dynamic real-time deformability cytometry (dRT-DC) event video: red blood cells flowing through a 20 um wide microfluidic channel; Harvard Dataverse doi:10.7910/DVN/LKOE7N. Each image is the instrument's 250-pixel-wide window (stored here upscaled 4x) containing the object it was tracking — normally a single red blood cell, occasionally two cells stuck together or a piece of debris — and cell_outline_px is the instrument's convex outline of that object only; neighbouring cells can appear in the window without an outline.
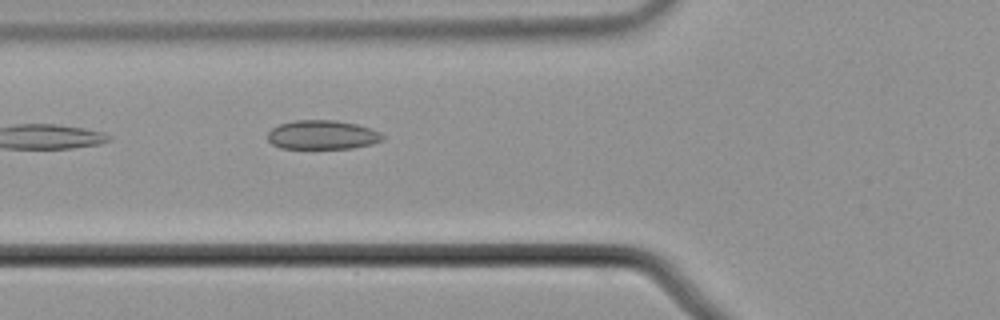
{"species": "common noctule bat (a hibernating species)", "species_latin": "Nyctalus noctula", "temperature_condition": "cold", "stored_images_in_passage": 5, "camera_frame_rate_fps": 3000, "um_per_image_px": 0.085, "animal": {"sex": "male", "body_mass_g": 21.5, "forearm_length_mm": 52.0}, "frame": {"image": 1, "passage_image": 5, "time_ms": 1.333, "image_size_px": [1000, 320], "cell_outline_px": [[384, 140], [372, 144], [352, 148], [280, 148], [272, 144], [268, 140], [268, 132], [272, 128], [280, 124], [296, 120], [336, 120], [356, 124], [372, 128], [380, 132], [384, 136]], "centroid_in_image_um": [27.43, 11.46], "position_along_channel_um": 98.4, "area_um2": 19.54}}